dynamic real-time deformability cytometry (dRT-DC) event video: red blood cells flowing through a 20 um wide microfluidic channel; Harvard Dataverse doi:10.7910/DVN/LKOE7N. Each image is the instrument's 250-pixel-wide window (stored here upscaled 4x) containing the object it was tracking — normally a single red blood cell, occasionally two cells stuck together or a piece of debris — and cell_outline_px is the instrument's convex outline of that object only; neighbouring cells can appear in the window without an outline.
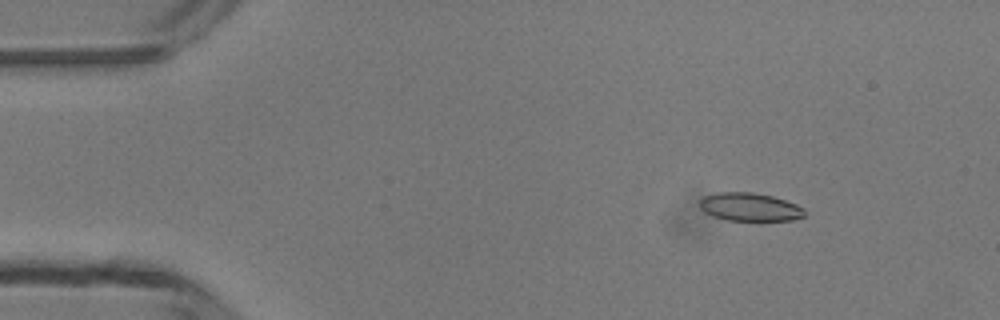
{"species": "common noctule bat (a hibernating species)", "species_latin": "Nyctalus noctula", "temperature_condition": "room temperature", "stored_images_in_passage": 49, "camera_frame_rate_fps": 3000, "um_per_image_px": 0.085, "animal": {"sex": "male", "body_mass_g": 13.3}, "frame": {"image": 1, "passage_image": 7, "time_ms": 2.0, "image_size_px": [1000, 320], "cell_outline_px": [[804, 216], [792, 220], [728, 220], [712, 216], [704, 212], [700, 208], [700, 200], [704, 196], [716, 192], [752, 192], [772, 196], [796, 204], [804, 208]], "centroid_in_image_um": [63.7, 17.59], "position_along_channel_um": 21.3, "area_um2": 17.17}}
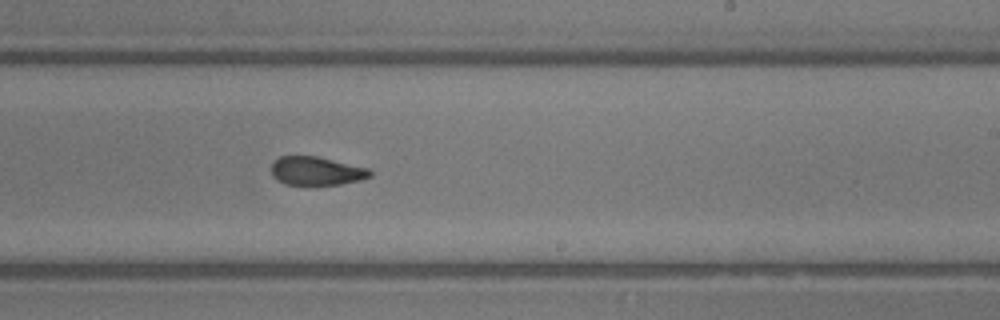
{"frame": {"image": 2, "passage_image": 30, "time_ms": 9.667, "image_size_px": [1000, 320], "cell_outline_px": [[372, 176], [360, 180], [340, 184], [316, 188], [312, 188], [284, 184], [272, 176], [272, 164], [280, 156], [316, 156], [368, 168], [372, 172]], "centroid_in_image_um": [26.88, 14.59], "position_along_channel_um": 262.1, "area_um2": 17.05}}
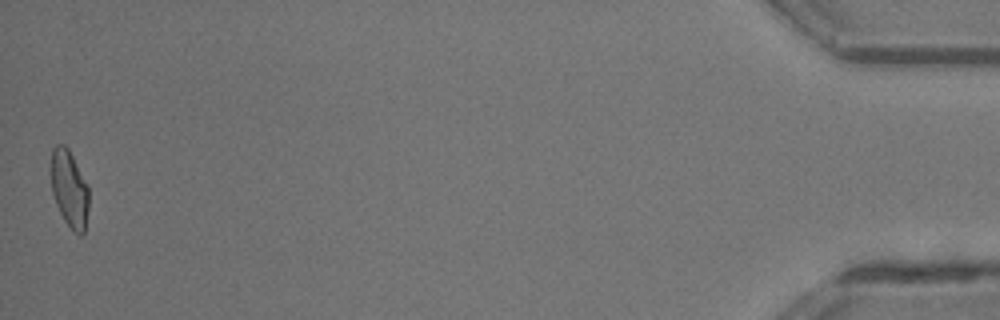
{"frame": {"image": 3, "passage_image": 49, "time_ms": 16.0, "image_size_px": [1000, 320], "cell_outline_px": [[88, 208], [84, 232], [80, 236], [64, 220], [56, 204], [52, 192], [48, 168], [52, 148], [56, 144], [64, 144], [68, 148], [88, 184]], "centroid_in_image_um": [5.85, 15.97], "position_along_channel_um": 429.4, "area_um2": 17.34}, "authors_computed_cell_mechanics": {"area_um2": 17.629, "velocity_mm_per_s": 4.2367, "shape_relaxation_time_tau1_ms": null, "shape_relaxation_time_tau2_ms": 2.8869, "deformation_change_tau1": null, "deformation_change_tau2": 0.0827}}